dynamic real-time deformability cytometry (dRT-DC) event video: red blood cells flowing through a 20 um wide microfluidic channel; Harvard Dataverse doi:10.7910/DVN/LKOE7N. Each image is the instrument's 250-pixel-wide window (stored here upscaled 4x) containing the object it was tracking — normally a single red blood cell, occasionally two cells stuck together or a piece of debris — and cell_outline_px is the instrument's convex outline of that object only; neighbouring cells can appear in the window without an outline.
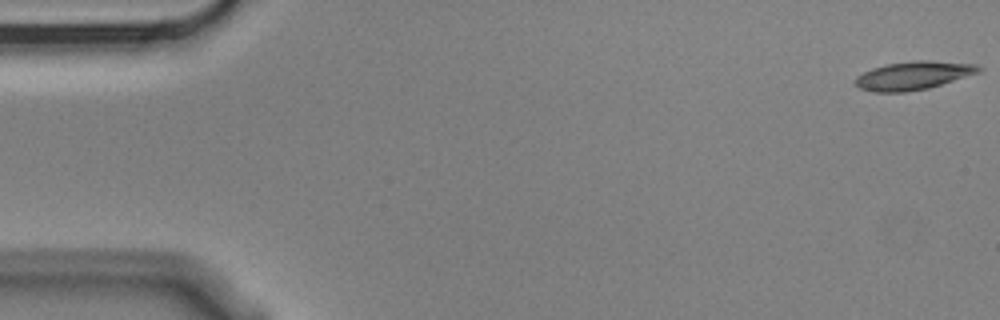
{"species": "Egyptian fruit bat (a non-hibernating species)", "species_latin": "Rousettus aegyptiacus", "temperature_condition": "cold", "stored_images_in_passage": 11, "camera_frame_rate_fps": 3000, "um_per_image_px": 0.085, "animal": {"sex": "male"}, "frame": {"image": 1, "passage_image": 1, "time_ms": 0.0, "image_size_px": [1000, 320], "cell_outline_px": [[984, 68], [980, 72], [928, 88], [904, 92], [872, 92], [860, 88], [856, 84], [856, 76], [872, 68], [888, 64], [912, 60], [928, 60], [976, 64]], "centroid_in_image_um": [77.65, 6.41], "position_along_channel_um": 7.4, "area_um2": 20.29}}
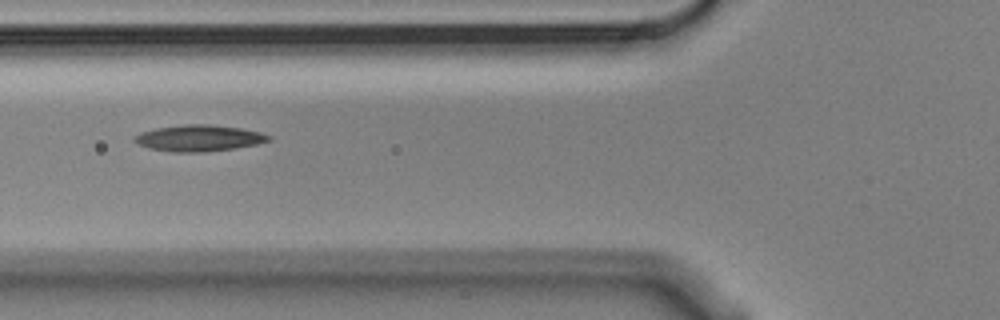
{"frame": {"image": 2, "passage_image": 6, "time_ms": 1.667, "image_size_px": [1000, 320], "cell_outline_px": [[272, 140], [256, 144], [236, 148], [204, 152], [172, 152], [152, 148], [140, 144], [132, 140], [140, 132], [156, 128], [184, 124], [208, 124], [240, 128], [260, 132], [272, 136]], "centroid_in_image_um": [16.95, 11.73], "position_along_channel_um": 108.9, "area_um2": 20.46}}
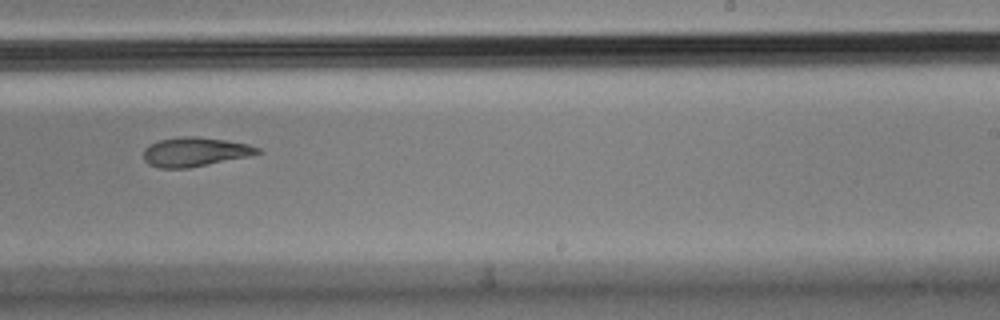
{"frame": {"image": 3, "passage_image": 10, "time_ms": 3.0, "image_size_px": [1000, 320], "cell_outline_px": [[264, 152], [252, 156], [188, 168], [160, 168], [148, 164], [144, 160], [144, 148], [148, 144], [160, 140], [180, 136], [192, 136], [224, 140], [248, 144], [260, 148]], "centroid_in_image_um": [16.59, 12.91], "position_along_channel_um": 272.4, "area_um2": 19.54}}